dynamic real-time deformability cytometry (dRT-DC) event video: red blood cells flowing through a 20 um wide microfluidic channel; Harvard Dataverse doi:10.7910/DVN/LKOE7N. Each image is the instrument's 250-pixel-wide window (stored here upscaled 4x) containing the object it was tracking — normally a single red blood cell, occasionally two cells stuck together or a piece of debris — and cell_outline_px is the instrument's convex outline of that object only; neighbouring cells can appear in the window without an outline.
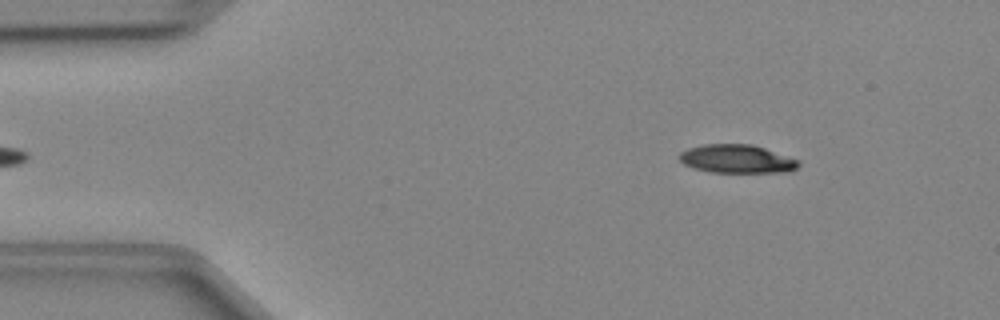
{"species": "Egyptian fruit bat (a non-hibernating species)", "species_latin": "Rousettus aegyptiacus", "temperature_condition": "cold", "stored_images_in_passage": 43, "camera_frame_rate_fps": 3000, "um_per_image_px": 0.085, "animal": {"sex": "female"}, "frame": {"image": 1, "passage_image": 2, "time_ms": 0.333, "image_size_px": [1000, 320], "cell_outline_px": [[800, 164], [796, 168], [788, 172], [712, 172], [692, 168], [684, 164], [676, 156], [680, 152], [688, 148], [704, 144], [752, 144], [800, 160]], "centroid_in_image_um": [62.61, 13.5], "position_along_channel_um": 22.4, "area_um2": 19.83}}
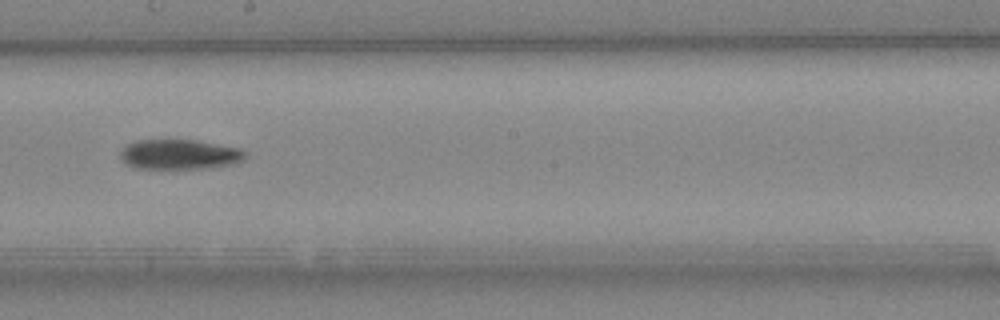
{"frame": {"image": 2, "passage_image": 22, "time_ms": 7.0, "image_size_px": [1000, 320], "cell_outline_px": [[248, 156], [244, 160], [236, 164], [208, 168], [136, 168], [120, 160], [120, 148], [124, 144], [136, 140], [196, 140], [240, 148], [248, 152]], "centroid_in_image_um": [15.28, 13.12], "position_along_channel_um": 232.9, "area_um2": 22.2}}
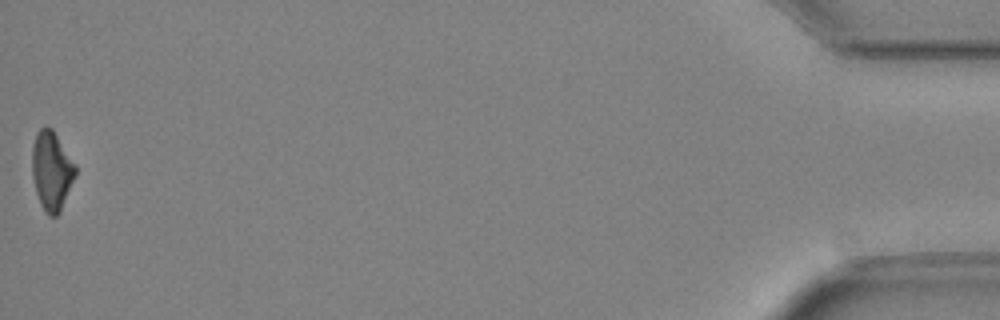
{"frame": {"image": 3, "passage_image": 43, "time_ms": 14.0, "image_size_px": [1000, 320], "cell_outline_px": [[76, 176], [60, 212], [56, 216], [48, 216], [44, 212], [40, 204], [36, 192], [32, 176], [32, 144], [36, 132], [40, 128], [52, 128], [76, 164]], "centroid_in_image_um": [4.39, 14.53], "position_along_channel_um": 430.8, "area_um2": 20.17}}